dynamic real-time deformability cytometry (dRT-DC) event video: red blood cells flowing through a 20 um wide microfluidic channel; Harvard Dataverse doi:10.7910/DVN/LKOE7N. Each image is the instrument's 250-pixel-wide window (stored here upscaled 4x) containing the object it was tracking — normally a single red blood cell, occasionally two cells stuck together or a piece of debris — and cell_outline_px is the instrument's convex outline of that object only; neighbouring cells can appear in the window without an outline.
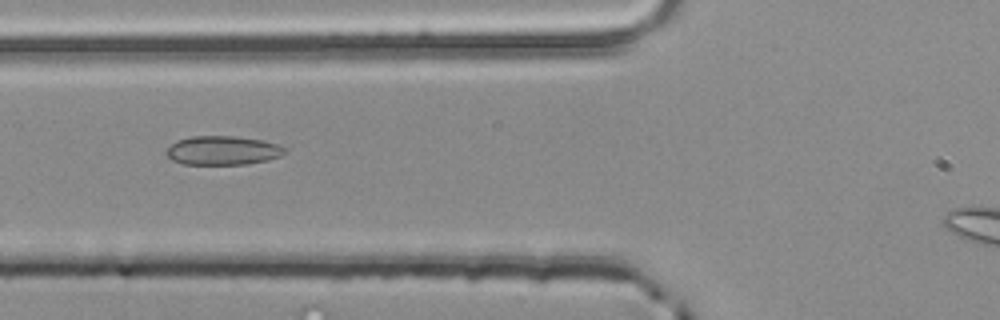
{"species": "common noctule bat (a hibernating species)", "species_latin": "Nyctalus noctula", "temperature_condition": "room temperature", "stored_images_in_passage": 4, "camera_frame_rate_fps": 3000, "um_per_image_px": 0.085, "animal": {"sex": "male", "body_mass_g": 20.4}, "frame": {"image": 1, "passage_image": 4, "time_ms": 1.0, "image_size_px": [1000, 320], "cell_outline_px": [[288, 152], [280, 156], [268, 160], [248, 164], [180, 164], [172, 160], [164, 152], [176, 140], [192, 136], [236, 136], [260, 140], [276, 144], [288, 148]], "centroid_in_image_um": [18.94, 12.79], "position_along_channel_um": 106.9, "area_um2": 20.11}}